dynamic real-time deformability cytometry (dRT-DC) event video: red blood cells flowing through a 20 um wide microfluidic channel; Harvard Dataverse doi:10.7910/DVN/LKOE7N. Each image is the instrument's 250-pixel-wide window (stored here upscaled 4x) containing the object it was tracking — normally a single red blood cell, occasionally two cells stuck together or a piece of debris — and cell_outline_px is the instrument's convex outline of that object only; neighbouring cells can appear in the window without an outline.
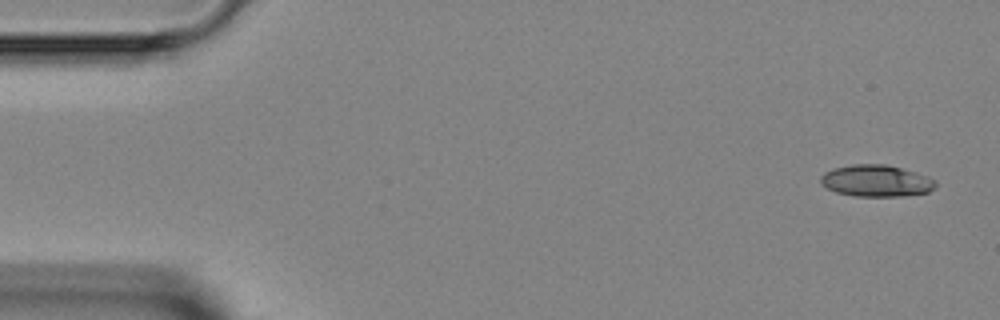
{"species": "Egyptian fruit bat (a non-hibernating species)", "species_latin": "Rousettus aegyptiacus", "temperature_condition": "room temperature", "stored_images_in_passage": 3, "segment_of_instrument_passage": [2, 2], "camera_frame_rate_fps": 3000, "um_per_image_px": 0.085, "animal": {"sex": "female"}, "frame": {"image": 1, "passage_image": 3, "time_ms": 3.333, "image_size_px": [1000, 320], "cell_outline_px": [[936, 188], [928, 192], [904, 196], [852, 196], [836, 192], [820, 184], [820, 176], [824, 172], [832, 168], [852, 164], [888, 164], [916, 172], [936, 180]], "centroid_in_image_um": [74.47, 15.36], "position_along_channel_um": 10.5, "area_um2": 21.5}}